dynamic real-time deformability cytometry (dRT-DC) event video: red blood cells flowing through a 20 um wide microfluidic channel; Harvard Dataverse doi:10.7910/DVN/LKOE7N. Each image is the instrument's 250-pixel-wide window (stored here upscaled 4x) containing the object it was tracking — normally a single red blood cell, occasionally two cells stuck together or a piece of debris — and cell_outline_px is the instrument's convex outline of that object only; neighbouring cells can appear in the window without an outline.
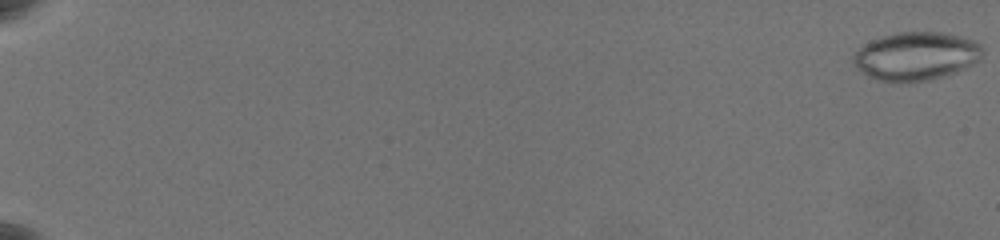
{"species": "common noctule bat (a hibernating species)", "species_latin": "Nyctalus noctula", "temperature_condition": "warm", "stored_images_in_passage": 64, "camera_frame_rate_fps": 3000, "um_per_image_px": 0.085, "animal": {"sex": "female", "body_mass_g": 19.5, "forearm_length_mm": 54.1}, "frame": {"image": 1, "passage_image": 1, "time_ms": 0.0, "image_size_px": [1000, 240], "cell_outline_px": [[984, 52], [980, 60], [956, 72], [944, 76], [928, 80], [900, 84], [876, 80], [868, 76], [856, 68], [852, 64], [852, 56], [864, 44], [872, 40], [896, 32], [944, 32], [960, 36], [972, 40], [980, 44], [984, 48]], "centroid_in_image_um": [77.85, 4.79], "position_along_channel_um": 7.1, "area_um2": 36.88}}
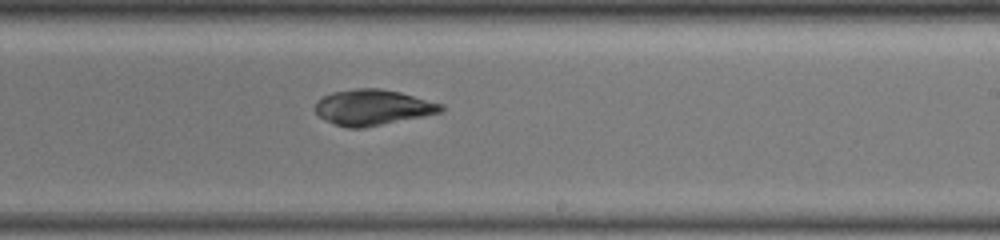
{"frame": {"image": 2, "passage_image": 43, "time_ms": 14.0, "image_size_px": [1000, 240], "cell_outline_px": [[444, 108], [440, 112], [360, 128], [348, 128], [336, 124], [320, 116], [316, 112], [316, 100], [332, 92], [356, 88], [380, 88], [400, 92], [444, 104]], "centroid_in_image_um": [31.67, 9.1], "position_along_channel_um": 257.3, "area_um2": 25.61}}
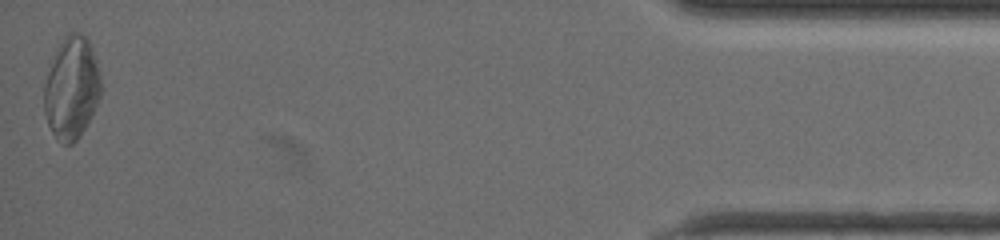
{"frame": {"image": 3, "passage_image": 64, "time_ms": 21.0, "image_size_px": [1000, 240], "cell_outline_px": [[100, 96], [84, 128], [76, 140], [72, 144], [60, 144], [56, 140], [48, 124], [44, 112], [44, 88], [48, 72], [56, 48], [68, 32], [80, 32], [88, 40], [96, 60], [100, 80]], "centroid_in_image_um": [6.06, 7.48], "position_along_channel_um": 429.1, "area_um2": 33.41}, "authors_computed_cell_mechanics": {"area_um2": 27.8018, "velocity_mm_per_s": 3.4953, "shape_relaxation_time_tau1_ms": null, "shape_relaxation_time_tau2_ms": 3.0294, "deformation_change_tau1": null, "deformation_change_tau2": 0.0693}}